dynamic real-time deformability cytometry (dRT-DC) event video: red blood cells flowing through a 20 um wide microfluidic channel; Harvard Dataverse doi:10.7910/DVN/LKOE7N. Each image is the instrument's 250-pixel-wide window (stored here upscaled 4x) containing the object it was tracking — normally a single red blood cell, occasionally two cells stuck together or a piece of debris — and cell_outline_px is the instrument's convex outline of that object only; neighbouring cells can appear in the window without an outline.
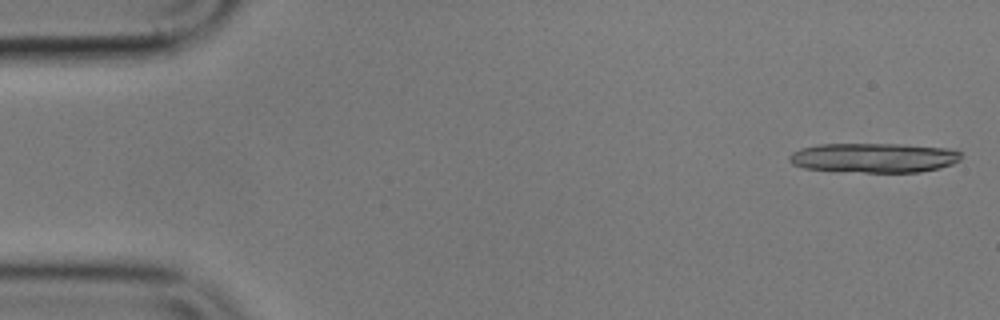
{"species": "common noctule bat (a hibernating species)", "species_latin": "Nyctalus noctula", "temperature_condition": "cold", "stored_images_in_passage": 5, "camera_frame_rate_fps": 3000, "um_per_image_px": 0.085, "animal": {"sex": "male", "body_mass_g": 17.9}, "frame": {"image": 1, "passage_image": 1, "time_ms": 0.0, "image_size_px": [1000, 320], "cell_outline_px": [[960, 160], [952, 164], [940, 168], [920, 172], [864, 172], [804, 168], [792, 164], [788, 160], [788, 156], [792, 152], [800, 148], [816, 144], [900, 144], [956, 148], [960, 152]], "centroid_in_image_um": [74.31, 13.4], "position_along_channel_um": 10.7, "area_um2": 29.88}}